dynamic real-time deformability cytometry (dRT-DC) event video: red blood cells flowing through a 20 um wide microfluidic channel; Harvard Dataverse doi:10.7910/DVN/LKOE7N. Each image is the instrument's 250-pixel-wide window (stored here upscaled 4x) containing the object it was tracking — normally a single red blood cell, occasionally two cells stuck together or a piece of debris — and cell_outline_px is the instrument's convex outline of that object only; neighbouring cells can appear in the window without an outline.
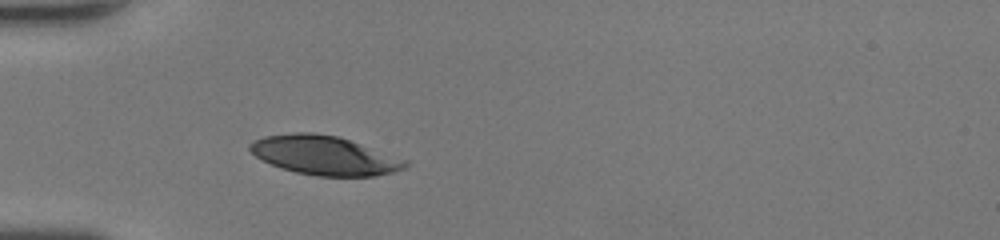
{"species": "human", "species_latin": "Homo sapiens", "temperature_condition": "room temperature", "stored_images_in_passage": 27, "camera_frame_rate_fps": 3000, "um_per_image_px": 0.085, "donor": {"sex": "female"}, "frame": {"image": 1, "passage_image": 1, "time_ms": 0.0, "image_size_px": [1000, 240], "cell_outline_px": [[408, 164], [404, 168], [392, 172], [372, 176], [316, 176], [296, 172], [280, 168], [256, 156], [248, 148], [248, 144], [252, 140], [264, 136], [292, 132], [312, 132], [336, 136], [408, 160]], "centroid_in_image_um": [27.53, 13.2], "position_along_channel_um": 57.5, "area_um2": 35.08}}
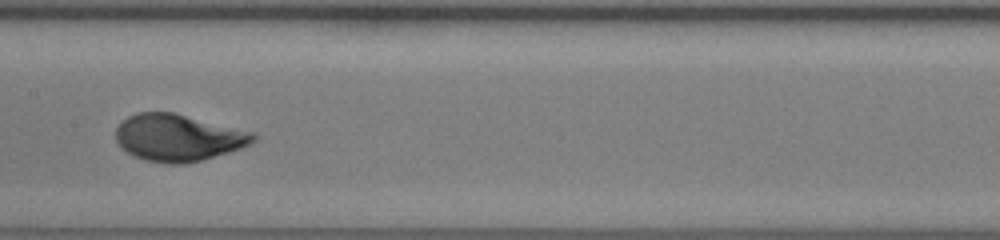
{"frame": {"image": 2, "passage_image": 11, "time_ms": 3.333, "image_size_px": [1000, 240], "cell_outline_px": [[260, 136], [252, 144], [228, 152], [200, 160], [184, 164], [168, 164], [144, 160], [128, 152], [116, 140], [116, 128], [128, 116], [136, 112], [172, 112], [256, 132]], "centroid_in_image_um": [15.2, 11.69], "position_along_channel_um": 192.2, "area_um2": 37.57}}
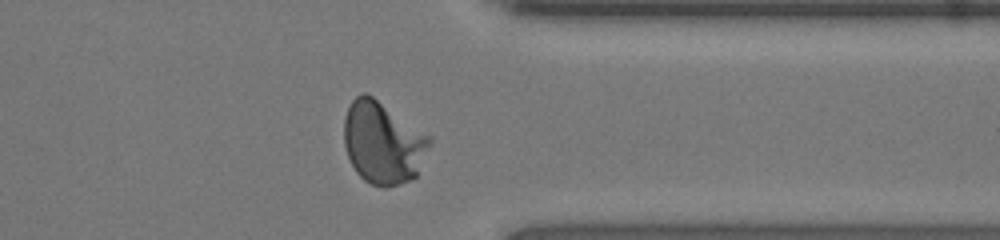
{"frame": {"image": 3, "passage_image": 24, "time_ms": 7.667, "image_size_px": [1000, 240], "cell_outline_px": [[432, 144], [416, 176], [400, 184], [384, 188], [372, 184], [364, 180], [356, 172], [348, 156], [344, 144], [344, 120], [348, 108], [352, 100], [360, 92], [364, 92], [372, 96], [432, 136]], "centroid_in_image_um": [32.57, 12.13], "position_along_channel_um": 378.8, "area_um2": 41.21}, "authors_computed_cell_mechanics": {"area_um2": 37.57, "velocity_mm_per_s": 4.3794, "shape_relaxation_time_tau1_ms": 2.0109, "shape_relaxation_time_tau2_ms": null, "deformation_change_tau1": 0.1681, "deformation_change_tau2": null}}